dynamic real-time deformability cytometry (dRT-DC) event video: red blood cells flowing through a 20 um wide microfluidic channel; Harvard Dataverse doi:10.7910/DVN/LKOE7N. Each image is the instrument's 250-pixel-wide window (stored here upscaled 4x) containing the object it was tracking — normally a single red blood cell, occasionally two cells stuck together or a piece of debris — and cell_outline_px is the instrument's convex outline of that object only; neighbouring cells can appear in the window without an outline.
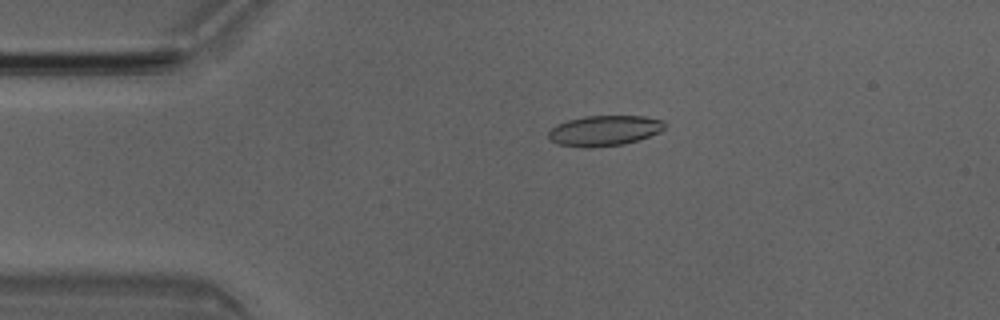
{"species": "Egyptian fruit bat (a non-hibernating species)", "species_latin": "Rousettus aegyptiacus", "temperature_condition": "room temperature", "stored_images_in_passage": 50, "camera_frame_rate_fps": 3000, "um_per_image_px": 0.085, "animal": {"sex": "male"}, "frame": {"image": 1, "passage_image": 10, "time_ms": 3.0, "image_size_px": [1000, 320], "cell_outline_px": [[664, 128], [660, 132], [624, 144], [592, 148], [580, 148], [556, 144], [548, 136], [548, 132], [556, 124], [568, 120], [584, 116], [644, 116], [664, 120]], "centroid_in_image_um": [51.34, 11.11], "position_along_channel_um": 33.7, "area_um2": 20.69}}
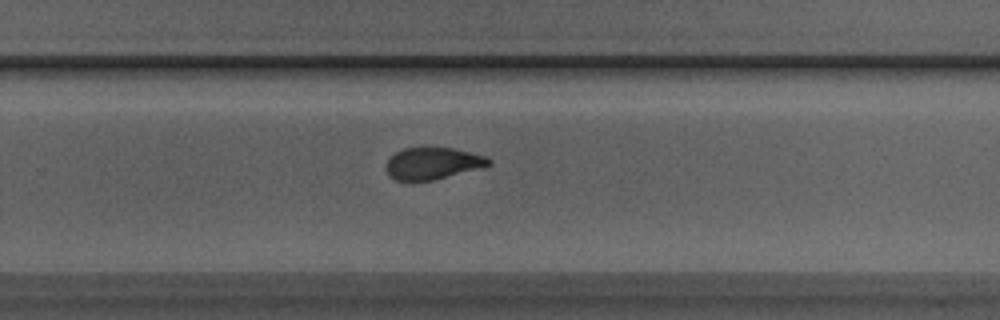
{"frame": {"image": 2, "passage_image": 32, "time_ms": 10.333, "image_size_px": [1000, 320], "cell_outline_px": [[492, 164], [480, 168], [432, 180], [396, 180], [388, 176], [384, 168], [384, 164], [396, 152], [404, 148], [452, 148], [484, 156], [492, 160]], "centroid_in_image_um": [36.74, 13.89], "position_along_channel_um": 293.1, "area_um2": 18.84}}
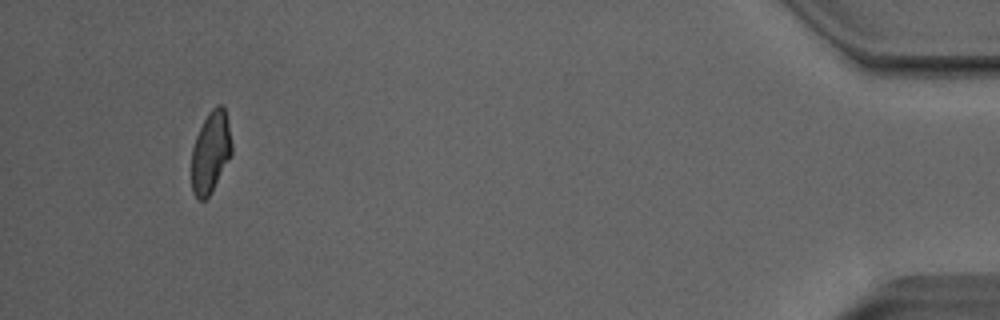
{"frame": {"image": 3, "passage_image": 47, "time_ms": 15.333, "image_size_px": [1000, 320], "cell_outline_px": [[232, 152], [208, 196], [204, 200], [200, 200], [192, 192], [192, 148], [196, 136], [208, 112], [216, 104], [220, 104], [224, 108], [228, 124], [232, 144]], "centroid_in_image_um": [17.89, 12.89], "position_along_channel_um": 417.3, "area_um2": 18.61}, "authors_computed_cell_mechanics": {"area_um2": 20.23, "velocity_mm_per_s": 4.0576, "shape_relaxation_time_tau1_ms": 7.1605, "shape_relaxation_time_tau2_ms": 1.5692, "deformation_change_tau1": 0.1863, "deformation_change_tau2": 0.0767}}